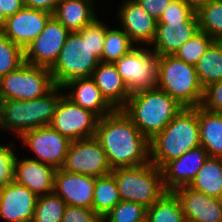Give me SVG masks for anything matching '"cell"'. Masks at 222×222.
<instances>
[{"instance_id":"cell-18","label":"cell","mask_w":222,"mask_h":222,"mask_svg":"<svg viewBox=\"0 0 222 222\" xmlns=\"http://www.w3.org/2000/svg\"><path fill=\"white\" fill-rule=\"evenodd\" d=\"M178 197L186 222H214L222 220V199L207 196L188 186L173 191Z\"/></svg>"},{"instance_id":"cell-32","label":"cell","mask_w":222,"mask_h":222,"mask_svg":"<svg viewBox=\"0 0 222 222\" xmlns=\"http://www.w3.org/2000/svg\"><path fill=\"white\" fill-rule=\"evenodd\" d=\"M65 206L55 192L38 196L32 222H62Z\"/></svg>"},{"instance_id":"cell-7","label":"cell","mask_w":222,"mask_h":222,"mask_svg":"<svg viewBox=\"0 0 222 222\" xmlns=\"http://www.w3.org/2000/svg\"><path fill=\"white\" fill-rule=\"evenodd\" d=\"M111 173L123 201L139 203L148 208L167 192L163 185L162 170L151 162L135 167L114 168Z\"/></svg>"},{"instance_id":"cell-36","label":"cell","mask_w":222,"mask_h":222,"mask_svg":"<svg viewBox=\"0 0 222 222\" xmlns=\"http://www.w3.org/2000/svg\"><path fill=\"white\" fill-rule=\"evenodd\" d=\"M158 21H198L196 10L183 0H172Z\"/></svg>"},{"instance_id":"cell-14","label":"cell","mask_w":222,"mask_h":222,"mask_svg":"<svg viewBox=\"0 0 222 222\" xmlns=\"http://www.w3.org/2000/svg\"><path fill=\"white\" fill-rule=\"evenodd\" d=\"M52 16L53 14L46 11L24 6L13 16L6 18L0 31L10 41L25 49L43 31Z\"/></svg>"},{"instance_id":"cell-31","label":"cell","mask_w":222,"mask_h":222,"mask_svg":"<svg viewBox=\"0 0 222 222\" xmlns=\"http://www.w3.org/2000/svg\"><path fill=\"white\" fill-rule=\"evenodd\" d=\"M199 30L215 41L222 40V0H212L196 10Z\"/></svg>"},{"instance_id":"cell-6","label":"cell","mask_w":222,"mask_h":222,"mask_svg":"<svg viewBox=\"0 0 222 222\" xmlns=\"http://www.w3.org/2000/svg\"><path fill=\"white\" fill-rule=\"evenodd\" d=\"M100 59L89 45V24L70 32L61 52L50 68L55 85L63 86L72 79L91 77Z\"/></svg>"},{"instance_id":"cell-10","label":"cell","mask_w":222,"mask_h":222,"mask_svg":"<svg viewBox=\"0 0 222 222\" xmlns=\"http://www.w3.org/2000/svg\"><path fill=\"white\" fill-rule=\"evenodd\" d=\"M99 117L74 104L63 95L57 104L50 126L70 141L93 138Z\"/></svg>"},{"instance_id":"cell-43","label":"cell","mask_w":222,"mask_h":222,"mask_svg":"<svg viewBox=\"0 0 222 222\" xmlns=\"http://www.w3.org/2000/svg\"><path fill=\"white\" fill-rule=\"evenodd\" d=\"M0 3L1 9L3 10V14L6 18L13 16L25 6L24 0H0Z\"/></svg>"},{"instance_id":"cell-4","label":"cell","mask_w":222,"mask_h":222,"mask_svg":"<svg viewBox=\"0 0 222 222\" xmlns=\"http://www.w3.org/2000/svg\"><path fill=\"white\" fill-rule=\"evenodd\" d=\"M63 90L56 85L46 95L33 100H0V130L11 131L20 138L29 130L50 125Z\"/></svg>"},{"instance_id":"cell-24","label":"cell","mask_w":222,"mask_h":222,"mask_svg":"<svg viewBox=\"0 0 222 222\" xmlns=\"http://www.w3.org/2000/svg\"><path fill=\"white\" fill-rule=\"evenodd\" d=\"M95 1L60 0L53 16L70 32H78L98 17L95 11Z\"/></svg>"},{"instance_id":"cell-30","label":"cell","mask_w":222,"mask_h":222,"mask_svg":"<svg viewBox=\"0 0 222 222\" xmlns=\"http://www.w3.org/2000/svg\"><path fill=\"white\" fill-rule=\"evenodd\" d=\"M136 45L120 27H106L105 41L100 62L114 63L126 55Z\"/></svg>"},{"instance_id":"cell-22","label":"cell","mask_w":222,"mask_h":222,"mask_svg":"<svg viewBox=\"0 0 222 222\" xmlns=\"http://www.w3.org/2000/svg\"><path fill=\"white\" fill-rule=\"evenodd\" d=\"M62 87L65 89L64 95L68 99L74 104L92 111L99 118L115 110L103 97L101 91L91 77L72 79Z\"/></svg>"},{"instance_id":"cell-3","label":"cell","mask_w":222,"mask_h":222,"mask_svg":"<svg viewBox=\"0 0 222 222\" xmlns=\"http://www.w3.org/2000/svg\"><path fill=\"white\" fill-rule=\"evenodd\" d=\"M183 108L168 93L156 87L131 94L122 110L150 141Z\"/></svg>"},{"instance_id":"cell-21","label":"cell","mask_w":222,"mask_h":222,"mask_svg":"<svg viewBox=\"0 0 222 222\" xmlns=\"http://www.w3.org/2000/svg\"><path fill=\"white\" fill-rule=\"evenodd\" d=\"M198 30V21H158L149 47L159 56L174 55Z\"/></svg>"},{"instance_id":"cell-40","label":"cell","mask_w":222,"mask_h":222,"mask_svg":"<svg viewBox=\"0 0 222 222\" xmlns=\"http://www.w3.org/2000/svg\"><path fill=\"white\" fill-rule=\"evenodd\" d=\"M201 106L209 111L222 113V81L210 84L204 89Z\"/></svg>"},{"instance_id":"cell-26","label":"cell","mask_w":222,"mask_h":222,"mask_svg":"<svg viewBox=\"0 0 222 222\" xmlns=\"http://www.w3.org/2000/svg\"><path fill=\"white\" fill-rule=\"evenodd\" d=\"M188 187L222 199V157H209Z\"/></svg>"},{"instance_id":"cell-27","label":"cell","mask_w":222,"mask_h":222,"mask_svg":"<svg viewBox=\"0 0 222 222\" xmlns=\"http://www.w3.org/2000/svg\"><path fill=\"white\" fill-rule=\"evenodd\" d=\"M198 79L205 89L210 84L222 81V43L214 41L195 64Z\"/></svg>"},{"instance_id":"cell-25","label":"cell","mask_w":222,"mask_h":222,"mask_svg":"<svg viewBox=\"0 0 222 222\" xmlns=\"http://www.w3.org/2000/svg\"><path fill=\"white\" fill-rule=\"evenodd\" d=\"M200 144L209 157H222V113L198 106Z\"/></svg>"},{"instance_id":"cell-12","label":"cell","mask_w":222,"mask_h":222,"mask_svg":"<svg viewBox=\"0 0 222 222\" xmlns=\"http://www.w3.org/2000/svg\"><path fill=\"white\" fill-rule=\"evenodd\" d=\"M19 139L36 157H30L31 159L52 166L56 170L63 166L71 143L50 125L29 130Z\"/></svg>"},{"instance_id":"cell-23","label":"cell","mask_w":222,"mask_h":222,"mask_svg":"<svg viewBox=\"0 0 222 222\" xmlns=\"http://www.w3.org/2000/svg\"><path fill=\"white\" fill-rule=\"evenodd\" d=\"M91 78L103 97L114 109H122L125 106L131 93L117 72L114 63L99 62Z\"/></svg>"},{"instance_id":"cell-1","label":"cell","mask_w":222,"mask_h":222,"mask_svg":"<svg viewBox=\"0 0 222 222\" xmlns=\"http://www.w3.org/2000/svg\"><path fill=\"white\" fill-rule=\"evenodd\" d=\"M95 138L101 143L111 169L150 162L149 140L122 109L99 118Z\"/></svg>"},{"instance_id":"cell-11","label":"cell","mask_w":222,"mask_h":222,"mask_svg":"<svg viewBox=\"0 0 222 222\" xmlns=\"http://www.w3.org/2000/svg\"><path fill=\"white\" fill-rule=\"evenodd\" d=\"M61 169L94 178L112 171L106 153L95 137L71 141Z\"/></svg>"},{"instance_id":"cell-33","label":"cell","mask_w":222,"mask_h":222,"mask_svg":"<svg viewBox=\"0 0 222 222\" xmlns=\"http://www.w3.org/2000/svg\"><path fill=\"white\" fill-rule=\"evenodd\" d=\"M215 40L206 32L198 30L190 40L184 43L174 55L182 61L195 66L199 58Z\"/></svg>"},{"instance_id":"cell-2","label":"cell","mask_w":222,"mask_h":222,"mask_svg":"<svg viewBox=\"0 0 222 222\" xmlns=\"http://www.w3.org/2000/svg\"><path fill=\"white\" fill-rule=\"evenodd\" d=\"M149 143L150 162L160 169L169 161L201 146L198 106L184 107Z\"/></svg>"},{"instance_id":"cell-15","label":"cell","mask_w":222,"mask_h":222,"mask_svg":"<svg viewBox=\"0 0 222 222\" xmlns=\"http://www.w3.org/2000/svg\"><path fill=\"white\" fill-rule=\"evenodd\" d=\"M38 196L15 181L0 189V220L32 222Z\"/></svg>"},{"instance_id":"cell-5","label":"cell","mask_w":222,"mask_h":222,"mask_svg":"<svg viewBox=\"0 0 222 222\" xmlns=\"http://www.w3.org/2000/svg\"><path fill=\"white\" fill-rule=\"evenodd\" d=\"M157 88L168 93L183 107L202 105L204 88L198 79L195 66L175 55L159 56Z\"/></svg>"},{"instance_id":"cell-17","label":"cell","mask_w":222,"mask_h":222,"mask_svg":"<svg viewBox=\"0 0 222 222\" xmlns=\"http://www.w3.org/2000/svg\"><path fill=\"white\" fill-rule=\"evenodd\" d=\"M208 158V152L199 146L169 161L161 169L165 190L174 191L179 187L189 186Z\"/></svg>"},{"instance_id":"cell-45","label":"cell","mask_w":222,"mask_h":222,"mask_svg":"<svg viewBox=\"0 0 222 222\" xmlns=\"http://www.w3.org/2000/svg\"><path fill=\"white\" fill-rule=\"evenodd\" d=\"M5 21H6V17L3 14V10L1 9V3H0V30L4 26Z\"/></svg>"},{"instance_id":"cell-20","label":"cell","mask_w":222,"mask_h":222,"mask_svg":"<svg viewBox=\"0 0 222 222\" xmlns=\"http://www.w3.org/2000/svg\"><path fill=\"white\" fill-rule=\"evenodd\" d=\"M55 172L52 166L31 158H18L14 160V181L26 186L37 196L54 192Z\"/></svg>"},{"instance_id":"cell-37","label":"cell","mask_w":222,"mask_h":222,"mask_svg":"<svg viewBox=\"0 0 222 222\" xmlns=\"http://www.w3.org/2000/svg\"><path fill=\"white\" fill-rule=\"evenodd\" d=\"M15 143L9 142L7 146L0 143V189L7 183L14 181V160L16 152Z\"/></svg>"},{"instance_id":"cell-16","label":"cell","mask_w":222,"mask_h":222,"mask_svg":"<svg viewBox=\"0 0 222 222\" xmlns=\"http://www.w3.org/2000/svg\"><path fill=\"white\" fill-rule=\"evenodd\" d=\"M120 28L136 46H150L154 40L157 20L152 18L135 0H124L118 8Z\"/></svg>"},{"instance_id":"cell-29","label":"cell","mask_w":222,"mask_h":222,"mask_svg":"<svg viewBox=\"0 0 222 222\" xmlns=\"http://www.w3.org/2000/svg\"><path fill=\"white\" fill-rule=\"evenodd\" d=\"M146 222H186L180 201L173 191H167L147 208Z\"/></svg>"},{"instance_id":"cell-42","label":"cell","mask_w":222,"mask_h":222,"mask_svg":"<svg viewBox=\"0 0 222 222\" xmlns=\"http://www.w3.org/2000/svg\"><path fill=\"white\" fill-rule=\"evenodd\" d=\"M59 1L60 0H24V5L28 8L53 14Z\"/></svg>"},{"instance_id":"cell-44","label":"cell","mask_w":222,"mask_h":222,"mask_svg":"<svg viewBox=\"0 0 222 222\" xmlns=\"http://www.w3.org/2000/svg\"><path fill=\"white\" fill-rule=\"evenodd\" d=\"M186 4L192 6L195 10H197L200 6L208 3L212 0H183Z\"/></svg>"},{"instance_id":"cell-41","label":"cell","mask_w":222,"mask_h":222,"mask_svg":"<svg viewBox=\"0 0 222 222\" xmlns=\"http://www.w3.org/2000/svg\"><path fill=\"white\" fill-rule=\"evenodd\" d=\"M155 20H159L172 0H135Z\"/></svg>"},{"instance_id":"cell-28","label":"cell","mask_w":222,"mask_h":222,"mask_svg":"<svg viewBox=\"0 0 222 222\" xmlns=\"http://www.w3.org/2000/svg\"><path fill=\"white\" fill-rule=\"evenodd\" d=\"M121 201L117 183L112 173L96 178L92 210L101 215H106Z\"/></svg>"},{"instance_id":"cell-38","label":"cell","mask_w":222,"mask_h":222,"mask_svg":"<svg viewBox=\"0 0 222 222\" xmlns=\"http://www.w3.org/2000/svg\"><path fill=\"white\" fill-rule=\"evenodd\" d=\"M62 222H103V216L90 208L66 205Z\"/></svg>"},{"instance_id":"cell-35","label":"cell","mask_w":222,"mask_h":222,"mask_svg":"<svg viewBox=\"0 0 222 222\" xmlns=\"http://www.w3.org/2000/svg\"><path fill=\"white\" fill-rule=\"evenodd\" d=\"M24 49L0 31V78L24 63Z\"/></svg>"},{"instance_id":"cell-19","label":"cell","mask_w":222,"mask_h":222,"mask_svg":"<svg viewBox=\"0 0 222 222\" xmlns=\"http://www.w3.org/2000/svg\"><path fill=\"white\" fill-rule=\"evenodd\" d=\"M96 178L60 169L55 172L54 192L70 206L92 209Z\"/></svg>"},{"instance_id":"cell-9","label":"cell","mask_w":222,"mask_h":222,"mask_svg":"<svg viewBox=\"0 0 222 222\" xmlns=\"http://www.w3.org/2000/svg\"><path fill=\"white\" fill-rule=\"evenodd\" d=\"M158 58L149 46H135L114 62L131 94L157 87Z\"/></svg>"},{"instance_id":"cell-34","label":"cell","mask_w":222,"mask_h":222,"mask_svg":"<svg viewBox=\"0 0 222 222\" xmlns=\"http://www.w3.org/2000/svg\"><path fill=\"white\" fill-rule=\"evenodd\" d=\"M147 208L139 203L121 200L103 216V222H146Z\"/></svg>"},{"instance_id":"cell-8","label":"cell","mask_w":222,"mask_h":222,"mask_svg":"<svg viewBox=\"0 0 222 222\" xmlns=\"http://www.w3.org/2000/svg\"><path fill=\"white\" fill-rule=\"evenodd\" d=\"M55 86L49 68L24 62L0 78V100H33L46 95Z\"/></svg>"},{"instance_id":"cell-39","label":"cell","mask_w":222,"mask_h":222,"mask_svg":"<svg viewBox=\"0 0 222 222\" xmlns=\"http://www.w3.org/2000/svg\"><path fill=\"white\" fill-rule=\"evenodd\" d=\"M107 26L103 21L101 22V19L99 20V17L89 24V45L99 59L103 52Z\"/></svg>"},{"instance_id":"cell-13","label":"cell","mask_w":222,"mask_h":222,"mask_svg":"<svg viewBox=\"0 0 222 222\" xmlns=\"http://www.w3.org/2000/svg\"><path fill=\"white\" fill-rule=\"evenodd\" d=\"M70 31L52 16L43 31L24 49V61L51 68L56 62Z\"/></svg>"}]
</instances>
